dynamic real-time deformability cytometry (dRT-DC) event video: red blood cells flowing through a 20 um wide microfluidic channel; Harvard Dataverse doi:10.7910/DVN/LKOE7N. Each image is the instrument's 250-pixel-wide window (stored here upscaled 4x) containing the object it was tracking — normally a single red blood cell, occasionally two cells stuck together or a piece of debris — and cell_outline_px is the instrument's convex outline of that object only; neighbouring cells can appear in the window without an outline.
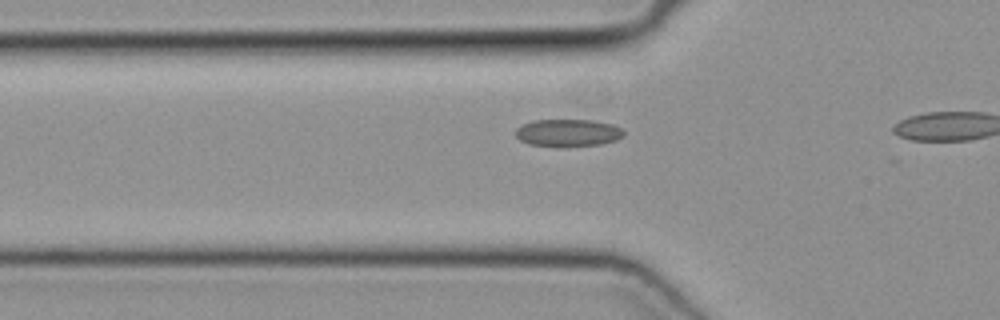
{"species": "common noctule bat (a hibernating species)", "species_latin": "Nyctalus noctula", "temperature_condition": "cold", "stored_images_in_passage": 8, "camera_frame_rate_fps": 3000, "um_per_image_px": 0.085, "animal": {"sex": "female", "body_mass_g": 19.3, "forearm_length_mm": 54.1}, "frame": {"image": 1, "passage_image": 6, "time_ms": 1.667, "image_size_px": [1000, 320], "cell_outline_px": [[624, 136], [616, 140], [600, 144], [528, 144], [520, 140], [516, 136], [516, 128], [532, 120], [592, 120], [612, 124], [620, 128], [624, 132]], "centroid_in_image_um": [48.29, 11.24], "position_along_channel_um": 77.5, "area_um2": 16.47}}